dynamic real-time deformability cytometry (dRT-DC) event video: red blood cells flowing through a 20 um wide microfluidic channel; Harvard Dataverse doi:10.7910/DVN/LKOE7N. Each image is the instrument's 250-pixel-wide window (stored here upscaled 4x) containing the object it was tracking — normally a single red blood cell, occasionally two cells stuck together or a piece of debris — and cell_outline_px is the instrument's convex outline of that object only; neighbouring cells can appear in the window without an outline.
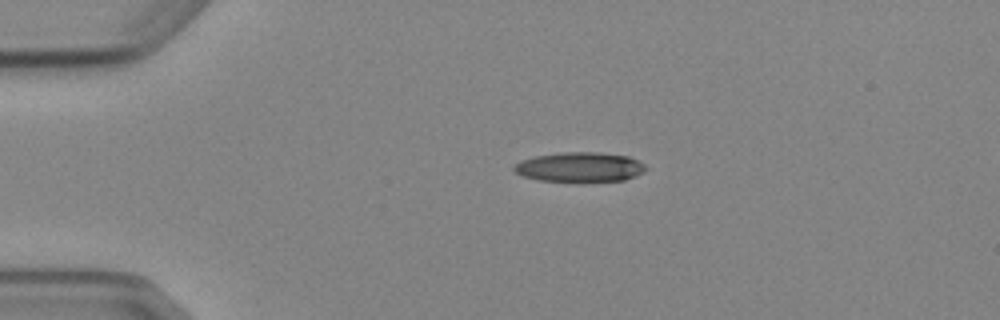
{"species": "Egyptian fruit bat (a non-hibernating species)", "species_latin": "Rousettus aegyptiacus", "temperature_condition": "cold", "stored_images_in_passage": 5, "segment_of_instrument_passage": [1, 2], "camera_frame_rate_fps": 3000, "um_per_image_px": 0.085, "animal": {"sex": "female"}, "frame": {"image": 1, "passage_image": 3, "time_ms": 2.333, "image_size_px": [1000, 320], "cell_outline_px": [[648, 168], [644, 172], [624, 180], [540, 180], [524, 176], [516, 172], [512, 168], [520, 160], [536, 156], [564, 152], [600, 152], [628, 156], [644, 164]], "centroid_in_image_um": [49.3, 14.17], "position_along_channel_um": 35.7, "area_um2": 22.25}}